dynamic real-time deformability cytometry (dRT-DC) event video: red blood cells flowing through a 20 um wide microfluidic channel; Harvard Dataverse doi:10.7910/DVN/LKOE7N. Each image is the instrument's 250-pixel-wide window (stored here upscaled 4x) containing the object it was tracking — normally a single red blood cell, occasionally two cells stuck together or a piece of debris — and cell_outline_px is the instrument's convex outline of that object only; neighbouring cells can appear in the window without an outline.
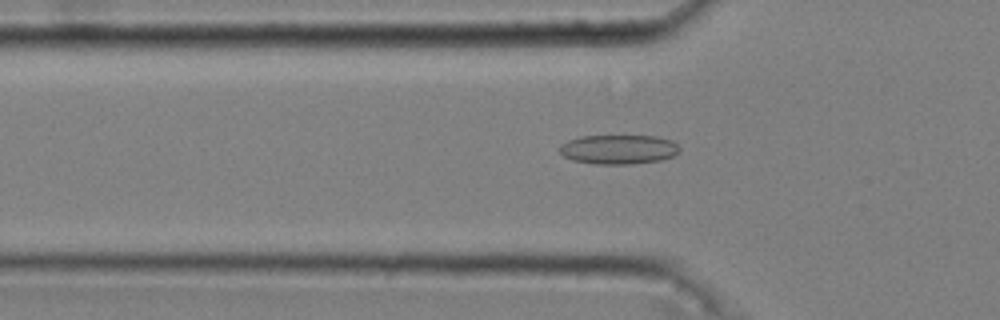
{"species": "common noctule bat (a hibernating species)", "species_latin": "Nyctalus noctula", "temperature_condition": "cold", "stored_images_in_passage": 50, "camera_frame_rate_fps": 3000, "um_per_image_px": 0.085, "animal": {"sex": "male", "body_mass_g": 20.4}, "frame": {"image": 1, "passage_image": 17, "time_ms": 5.333, "image_size_px": [1000, 320], "cell_outline_px": [[680, 152], [672, 156], [660, 160], [632, 164], [596, 164], [572, 160], [564, 156], [560, 152], [560, 144], [568, 140], [580, 136], [656, 136], [672, 140], [680, 148]], "centroid_in_image_um": [52.58, 12.69], "position_along_channel_um": 73.2, "area_um2": 20.58}}
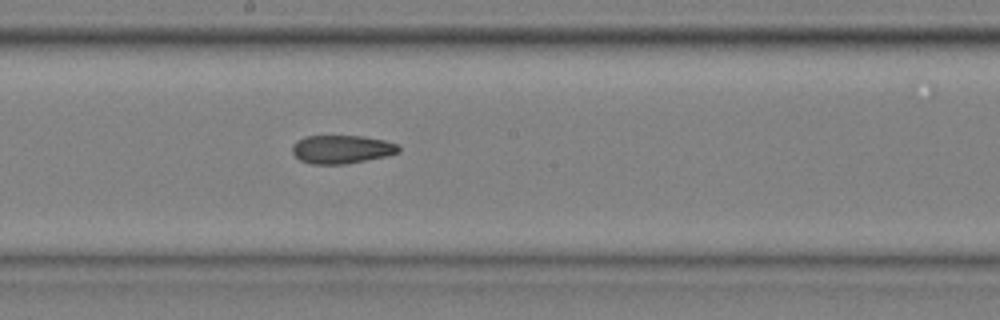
{"frame": {"image": 2, "passage_image": 29, "time_ms": 9.333, "image_size_px": [1000, 320], "cell_outline_px": [[400, 152], [388, 156], [344, 164], [312, 164], [300, 160], [292, 152], [292, 144], [296, 140], [304, 136], [364, 136], [384, 140], [400, 144]], "centroid_in_image_um": [29.06, 12.68], "position_along_channel_um": 219.1, "area_um2": 17.8}}
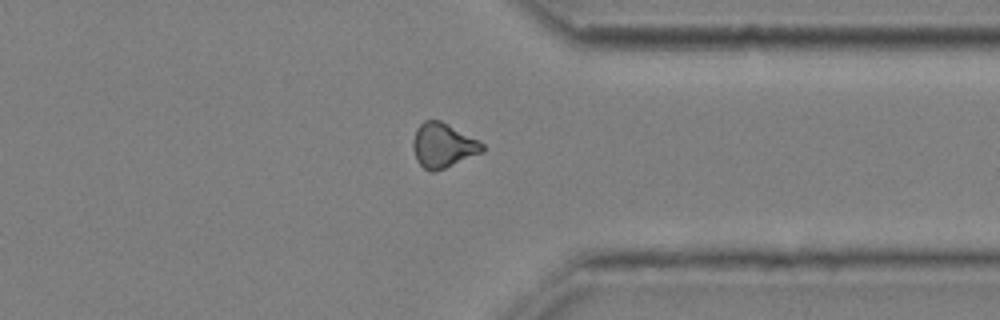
{"frame": {"image": 3, "passage_image": 42, "time_ms": 13.667, "image_size_px": [1000, 320], "cell_outline_px": [[484, 152], [444, 168], [432, 172], [424, 168], [416, 160], [412, 148], [412, 140], [416, 128], [424, 120], [440, 120], [448, 124], [484, 144]], "centroid_in_image_um": [37.62, 12.36], "position_along_channel_um": 373.8, "area_um2": 17.92}, "authors_computed_cell_mechanics": {"area_um2": 18.1203, "velocity_mm_per_s": 3.6383, "shape_relaxation_time_tau1_ms": null, "shape_relaxation_time_tau2_ms": 7.2444, "deformation_change_tau1": null, "deformation_change_tau2": 0.1353}}